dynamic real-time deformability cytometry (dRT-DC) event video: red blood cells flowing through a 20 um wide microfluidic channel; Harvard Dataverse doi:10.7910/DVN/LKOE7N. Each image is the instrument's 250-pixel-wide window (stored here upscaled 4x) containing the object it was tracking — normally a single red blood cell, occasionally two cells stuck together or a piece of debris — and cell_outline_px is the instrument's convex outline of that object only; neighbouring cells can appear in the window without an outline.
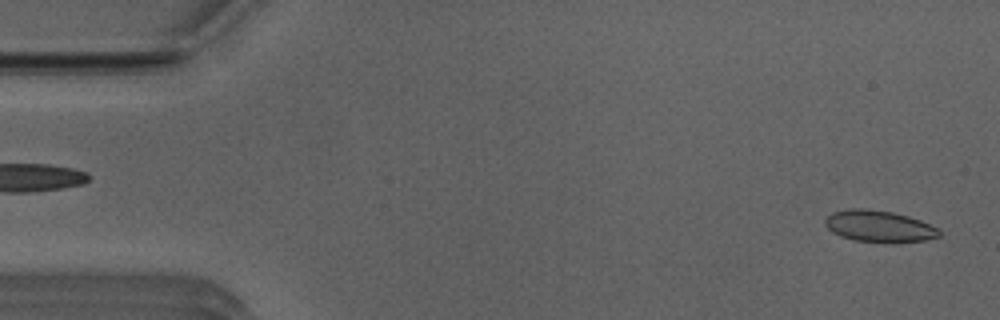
{"species": "Egyptian fruit bat (a non-hibernating species)", "species_latin": "Rousettus aegyptiacus", "temperature_condition": "room temperature", "stored_images_in_passage": 10, "camera_frame_rate_fps": 3000, "um_per_image_px": 0.085, "animal": {"sex": "male"}, "frame": {"image": 1, "passage_image": 1, "time_ms": 0.0, "image_size_px": [1000, 320], "cell_outline_px": [[940, 236], [924, 240], [896, 244], [892, 244], [852, 240], [840, 236], [832, 232], [824, 224], [824, 220], [832, 212], [848, 208], [868, 208], [892, 212], [908, 216], [920, 220], [940, 228]], "centroid_in_image_um": [74.73, 19.25], "position_along_channel_um": 10.3, "area_um2": 21.56}}